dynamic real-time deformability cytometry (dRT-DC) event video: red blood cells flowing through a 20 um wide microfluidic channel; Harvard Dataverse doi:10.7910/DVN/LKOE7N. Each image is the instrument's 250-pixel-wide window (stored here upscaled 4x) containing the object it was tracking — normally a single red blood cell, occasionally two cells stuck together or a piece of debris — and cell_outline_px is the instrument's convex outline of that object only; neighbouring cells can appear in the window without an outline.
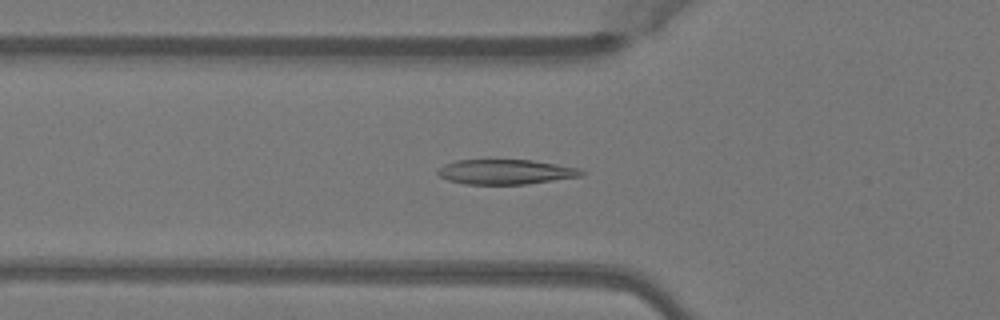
{"species": "Egyptian fruit bat (a non-hibernating species)", "species_latin": "Rousettus aegyptiacus", "temperature_condition": "warm", "stored_images_in_passage": 50, "camera_frame_rate_fps": 3000, "um_per_image_px": 0.085, "animal": {"sex": "female"}, "frame": {"image": 1, "passage_image": 17, "time_ms": 5.333, "image_size_px": [1000, 320], "cell_outline_px": [[584, 172], [580, 176], [528, 184], [464, 184], [448, 180], [440, 176], [436, 172], [444, 164], [456, 160], [532, 160], [580, 168]], "centroid_in_image_um": [42.96, 14.61], "position_along_channel_um": 82.8, "area_um2": 20.69}}
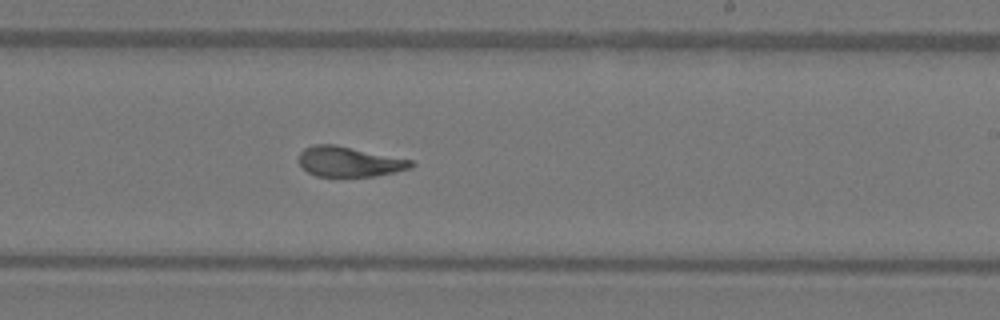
{"frame": {"image": 2, "passage_image": 30, "time_ms": 9.667, "image_size_px": [1000, 320], "cell_outline_px": [[416, 164], [412, 168], [372, 176], [316, 176], [308, 172], [300, 164], [300, 152], [304, 148], [316, 144], [336, 144], [412, 160]], "centroid_in_image_um": [29.69, 13.73], "position_along_channel_um": 259.3, "area_um2": 19.54}}
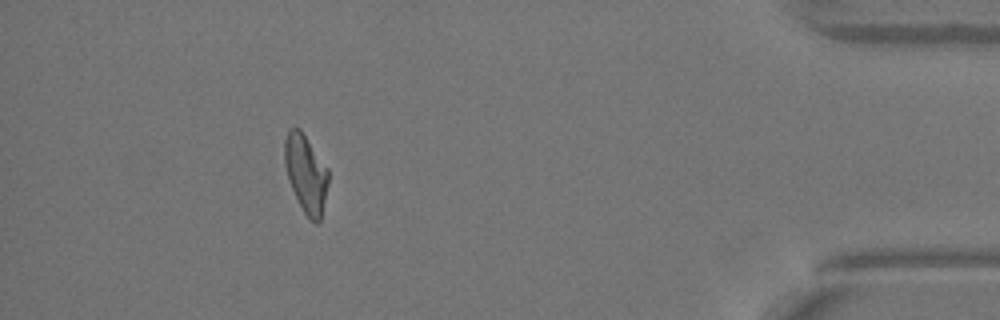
{"frame": {"image": 3, "passage_image": 45, "time_ms": 14.667, "image_size_px": [1000, 320], "cell_outline_px": [[328, 184], [320, 220], [316, 224], [304, 212], [288, 180], [284, 164], [284, 140], [288, 128], [300, 128], [328, 168]], "centroid_in_image_um": [25.98, 14.7], "position_along_channel_um": 409.2, "area_um2": 19.71}, "authors_computed_cell_mechanics": {"area_um2": 20.6924, "velocity_mm_per_s": 4.0566, "shape_relaxation_time_tau1_ms": 5.5766, "shape_relaxation_time_tau2_ms": 0.9336, "deformation_change_tau1": 0.205, "deformation_change_tau2": 0.0808}}